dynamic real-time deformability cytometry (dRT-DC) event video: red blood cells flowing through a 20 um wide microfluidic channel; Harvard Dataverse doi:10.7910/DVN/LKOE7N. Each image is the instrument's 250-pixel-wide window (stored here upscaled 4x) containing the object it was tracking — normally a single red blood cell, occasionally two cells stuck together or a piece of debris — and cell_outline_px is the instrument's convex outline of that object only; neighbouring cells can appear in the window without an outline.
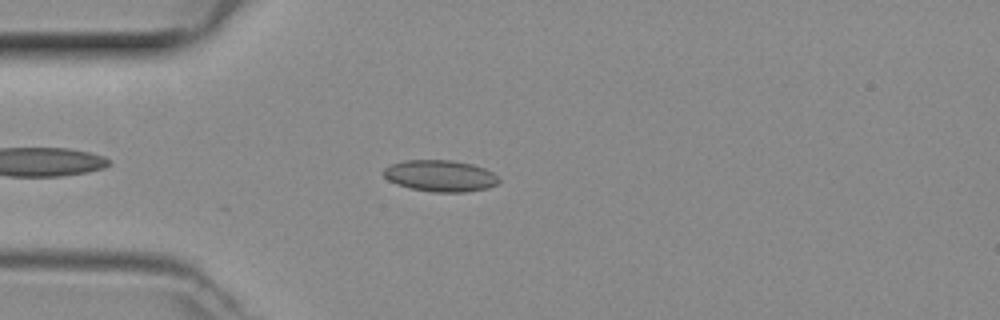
{"species": "common noctule bat (a hibernating species)", "species_latin": "Nyctalus noctula", "temperature_condition": "room temperature", "stored_images_in_passage": 14, "camera_frame_rate_fps": 3000, "um_per_image_px": 0.085, "animal": {"sex": "female", "body_mass_g": 29.2, "forearm_length_mm": 56.3}, "frame": {"image": 1, "passage_image": 5, "time_ms": 1.333, "image_size_px": [1000, 320], "cell_outline_px": [[500, 180], [496, 184], [488, 188], [468, 192], [432, 192], [412, 188], [396, 184], [388, 180], [384, 176], [384, 168], [392, 164], [404, 160], [452, 160], [472, 164], [484, 168], [492, 172]], "centroid_in_image_um": [37.43, 14.95], "position_along_channel_um": 47.6, "area_um2": 21.1}}
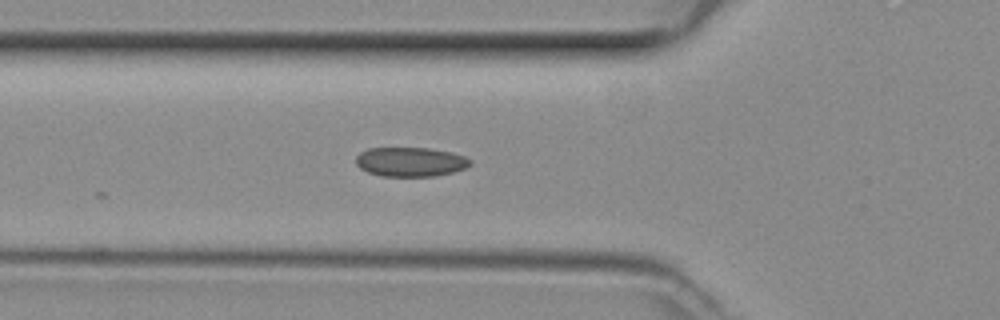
{"frame": {"image": 2, "passage_image": 9, "time_ms": 2.667, "image_size_px": [1000, 320], "cell_outline_px": [[472, 164], [464, 168], [452, 172], [436, 176], [380, 176], [368, 172], [360, 168], [356, 164], [356, 156], [360, 152], [368, 148], [428, 148], [452, 152], [464, 156], [472, 160]], "centroid_in_image_um": [34.88, 13.75], "position_along_channel_um": 90.9, "area_um2": 19.59}}
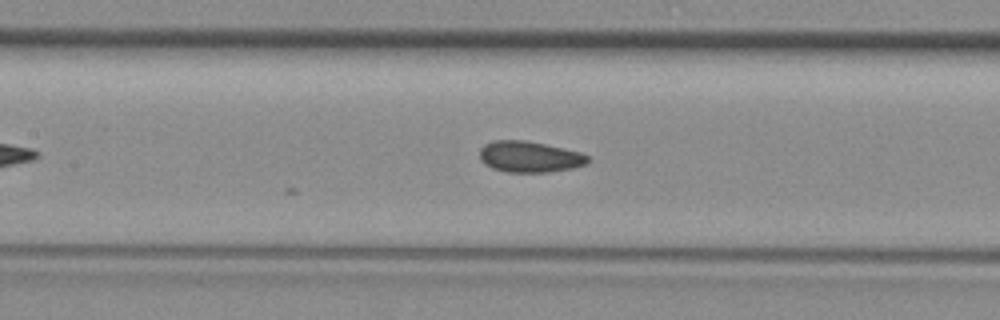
{"frame": {"image": 3, "passage_image": 14, "time_ms": 4.333, "image_size_px": [1000, 320], "cell_outline_px": [[592, 160], [584, 164], [572, 168], [548, 172], [504, 172], [492, 168], [484, 164], [480, 160], [480, 148], [484, 144], [492, 140], [524, 140], [564, 148], [580, 152], [588, 156]], "centroid_in_image_um": [44.98, 13.32], "position_along_channel_um": 162.4, "area_um2": 19.71}}